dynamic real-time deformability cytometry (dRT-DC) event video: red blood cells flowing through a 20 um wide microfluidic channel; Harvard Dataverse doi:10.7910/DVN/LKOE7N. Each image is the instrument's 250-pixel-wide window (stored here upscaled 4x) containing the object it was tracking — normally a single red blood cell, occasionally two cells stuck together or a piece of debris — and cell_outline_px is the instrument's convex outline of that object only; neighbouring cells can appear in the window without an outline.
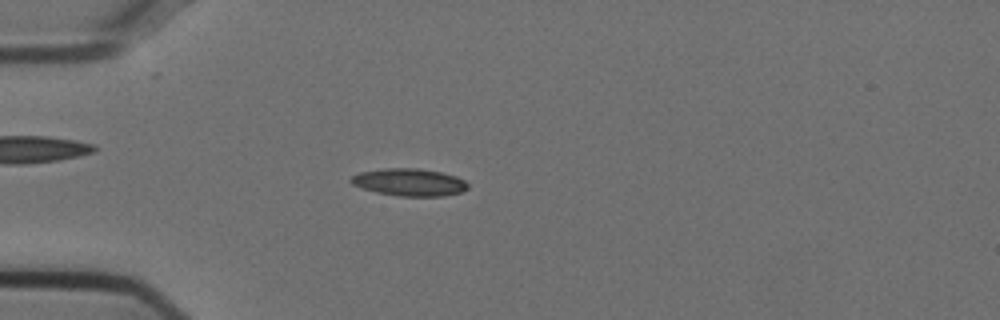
{"species": "Egyptian fruit bat (a non-hibernating species)", "species_latin": "Rousettus aegyptiacus", "temperature_condition": "cold", "stored_images_in_passage": 54, "camera_frame_rate_fps": 3000, "um_per_image_px": 0.085, "animal": {"sex": "female"}, "frame": {"image": 1, "passage_image": 15, "time_ms": 4.667, "image_size_px": [1000, 320], "cell_outline_px": [[468, 188], [460, 192], [444, 196], [400, 196], [376, 192], [352, 184], [348, 180], [352, 176], [360, 172], [384, 168], [416, 168], [440, 172], [456, 176], [464, 180], [468, 184]], "centroid_in_image_um": [34.79, 15.49], "position_along_channel_um": 50.2, "area_um2": 18.55}}
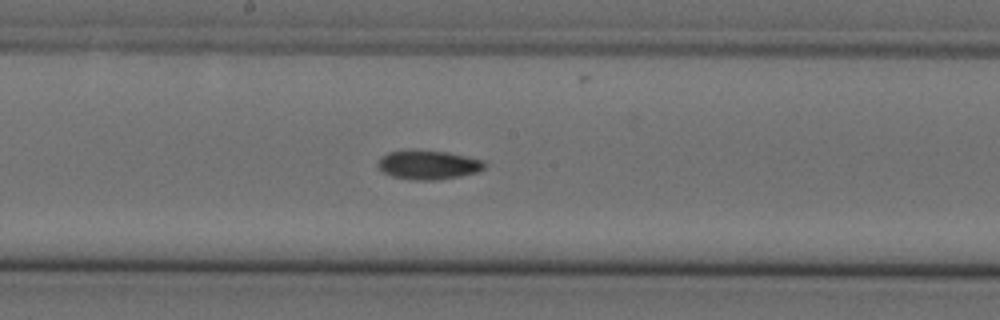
{"frame": {"image": 2, "passage_image": 29, "time_ms": 9.333, "image_size_px": [1000, 320], "cell_outline_px": [[488, 164], [484, 168], [476, 172], [460, 176], [436, 180], [416, 180], [392, 176], [384, 172], [376, 164], [388, 152], [448, 152], [484, 160]], "centroid_in_image_um": [36.48, 14.04], "position_along_channel_um": 211.7, "area_um2": 17.4}}
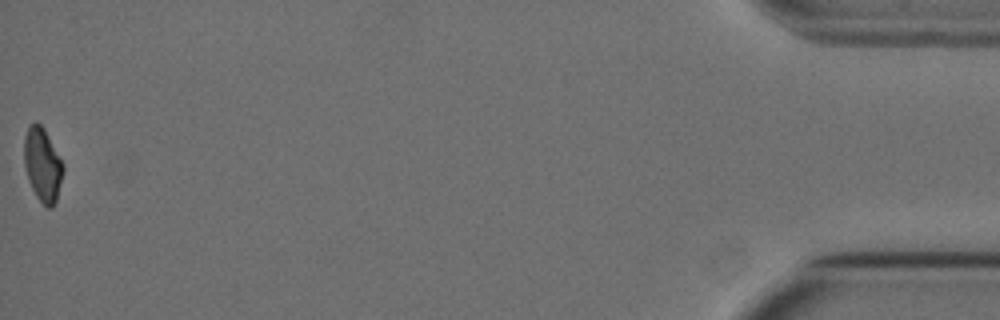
{"frame": {"image": 3, "passage_image": 54, "time_ms": 17.667, "image_size_px": [1000, 320], "cell_outline_px": [[64, 172], [56, 200], [52, 208], [48, 208], [36, 196], [28, 180], [24, 164], [24, 136], [28, 128], [32, 124], [40, 124], [44, 128], [64, 164]], "centroid_in_image_um": [3.63, 14.01], "position_along_channel_um": 431.6, "area_um2": 16.65}, "authors_computed_cell_mechanics": {"area_um2": 17.4556, "velocity_mm_per_s": 3.7645, "shape_relaxation_time_tau1_ms": null, "shape_relaxation_time_tau2_ms": 5.4133, "deformation_change_tau1": null, "deformation_change_tau2": 0.1004}}